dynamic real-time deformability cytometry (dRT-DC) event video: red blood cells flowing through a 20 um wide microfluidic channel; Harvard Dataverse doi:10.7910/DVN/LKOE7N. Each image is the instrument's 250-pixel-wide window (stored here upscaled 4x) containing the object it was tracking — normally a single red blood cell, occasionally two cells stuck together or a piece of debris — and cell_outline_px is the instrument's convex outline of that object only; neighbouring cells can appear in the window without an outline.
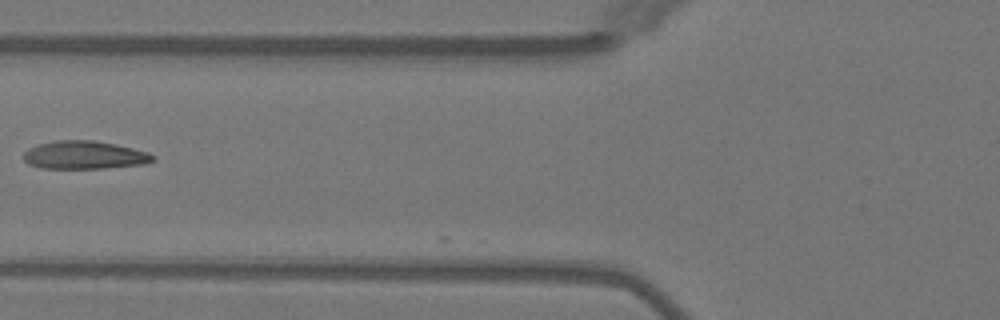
{"species": "Egyptian fruit bat (a non-hibernating species)", "species_latin": "Rousettus aegyptiacus", "temperature_condition": "warm", "stored_images_in_passage": 5, "camera_frame_rate_fps": 3000, "um_per_image_px": 0.085, "animal": {"sex": "female"}, "frame": {"image": 1, "passage_image": 5, "time_ms": 5.667, "image_size_px": [1000, 320], "cell_outline_px": [[156, 160], [144, 164], [104, 168], [40, 168], [28, 164], [24, 160], [24, 152], [28, 148], [40, 144], [56, 140], [92, 140], [116, 144], [148, 152], [156, 156]], "centroid_in_image_um": [7.19, 13.18], "position_along_channel_um": 118.6, "area_um2": 21.21}}